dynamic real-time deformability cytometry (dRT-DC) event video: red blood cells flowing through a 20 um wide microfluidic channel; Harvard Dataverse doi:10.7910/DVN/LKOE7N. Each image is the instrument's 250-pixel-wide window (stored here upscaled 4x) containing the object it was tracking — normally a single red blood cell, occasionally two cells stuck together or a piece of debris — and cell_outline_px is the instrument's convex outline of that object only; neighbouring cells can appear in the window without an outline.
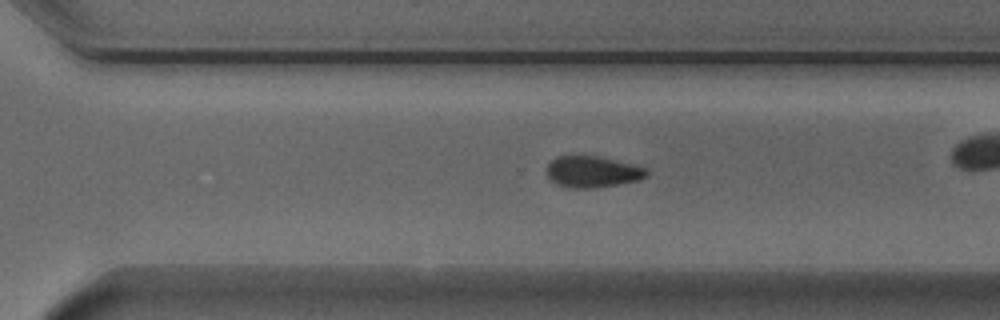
{"species": "Egyptian fruit bat (a non-hibernating species)", "species_latin": "Rousettus aegyptiacus", "temperature_condition": "cold", "stored_images_in_passage": 40, "camera_frame_rate_fps": 3000, "um_per_image_px": 0.085, "animal": {"sex": "male"}, "frame": {"image": 1, "passage_image": 29, "time_ms": 9.333, "image_size_px": [1000, 320], "cell_outline_px": [[648, 176], [636, 180], [616, 184], [592, 188], [572, 188], [556, 184], [548, 176], [548, 164], [556, 156], [596, 156], [644, 168], [648, 172]], "centroid_in_image_um": [50.31, 14.61], "position_along_channel_um": 320.3, "area_um2": 17.63}}